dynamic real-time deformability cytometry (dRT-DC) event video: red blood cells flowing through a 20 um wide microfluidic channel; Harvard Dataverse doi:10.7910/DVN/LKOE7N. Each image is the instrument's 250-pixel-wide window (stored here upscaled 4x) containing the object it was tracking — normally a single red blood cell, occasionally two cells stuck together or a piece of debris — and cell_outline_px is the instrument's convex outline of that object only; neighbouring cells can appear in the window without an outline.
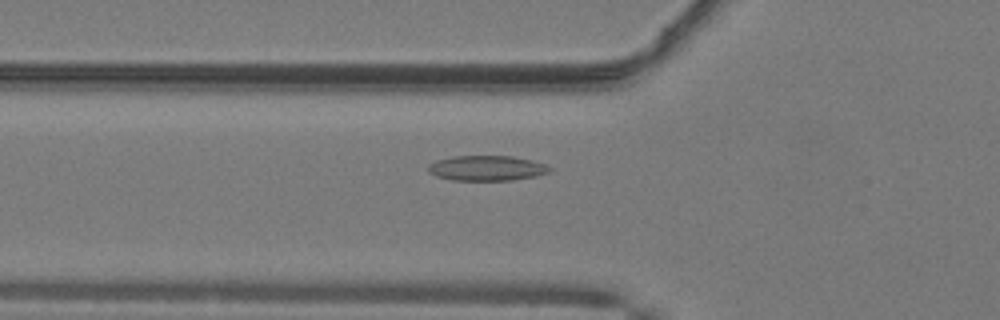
{"species": "common noctule bat (a hibernating species)", "species_latin": "Nyctalus noctula", "temperature_condition": "warm", "stored_images_in_passage": 52, "camera_frame_rate_fps": 3000, "um_per_image_px": 0.085, "animal": {"sex": "male", "body_mass_g": 19.2, "forearm_length_mm": 51.8}, "frame": {"image": 1, "passage_image": 19, "time_ms": 6.0, "image_size_px": [1000, 320], "cell_outline_px": [[552, 168], [548, 172], [536, 176], [512, 180], [452, 180], [436, 176], [428, 172], [428, 164], [436, 160], [452, 156], [512, 156], [532, 160], [544, 164]], "centroid_in_image_um": [41.34, 14.29], "position_along_channel_um": 84.5, "area_um2": 17.8}}
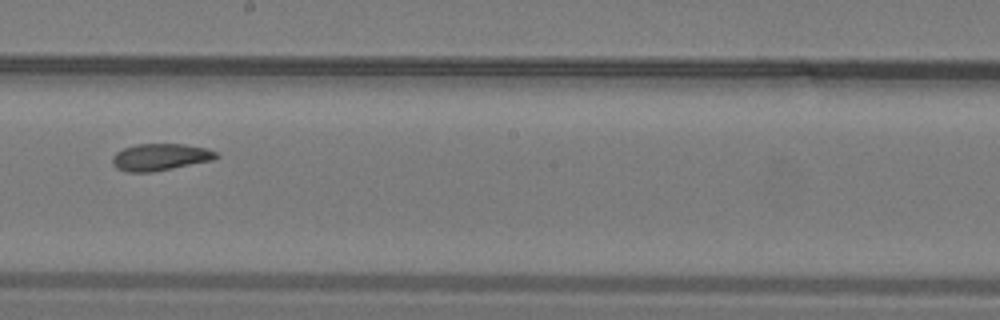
{"frame": {"image": 2, "passage_image": 30, "time_ms": 9.667, "image_size_px": [1000, 320], "cell_outline_px": [[220, 156], [212, 160], [152, 172], [128, 172], [116, 168], [112, 164], [112, 156], [116, 152], [124, 148], [136, 144], [184, 144], [208, 148], [216, 152]], "centroid_in_image_um": [13.61, 13.34], "position_along_channel_um": 234.6, "area_um2": 16.3}}
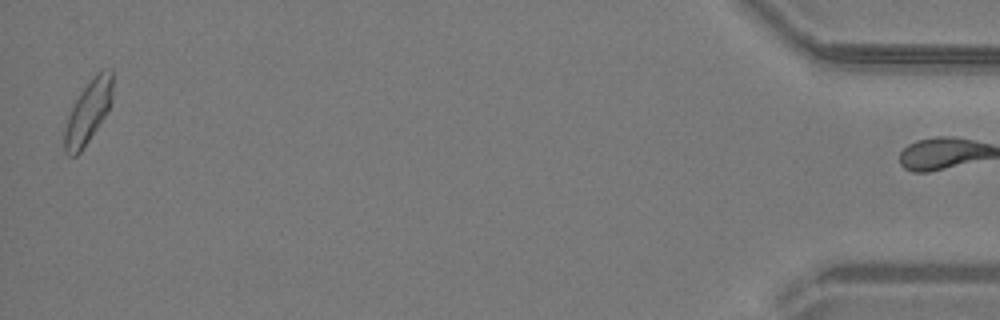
{"frame": {"image": 3, "passage_image": 51, "time_ms": 16.667, "image_size_px": [1000, 320], "cell_outline_px": [[112, 100], [104, 116], [80, 152], [76, 156], [68, 156], [64, 152], [64, 132], [68, 116], [80, 92], [88, 80], [96, 72], [112, 68]], "centroid_in_image_um": [7.48, 9.48], "position_along_channel_um": 427.7, "area_um2": 17.34}, "authors_computed_cell_mechanics": {"area_um2": 16.7909, "velocity_mm_per_s": 4.0732, "shape_relaxation_time_tau1_ms": 10.9003, "shape_relaxation_time_tau2_ms": 3.6027, "deformation_change_tau1": 0.1934, "deformation_change_tau2": 0.0939}}